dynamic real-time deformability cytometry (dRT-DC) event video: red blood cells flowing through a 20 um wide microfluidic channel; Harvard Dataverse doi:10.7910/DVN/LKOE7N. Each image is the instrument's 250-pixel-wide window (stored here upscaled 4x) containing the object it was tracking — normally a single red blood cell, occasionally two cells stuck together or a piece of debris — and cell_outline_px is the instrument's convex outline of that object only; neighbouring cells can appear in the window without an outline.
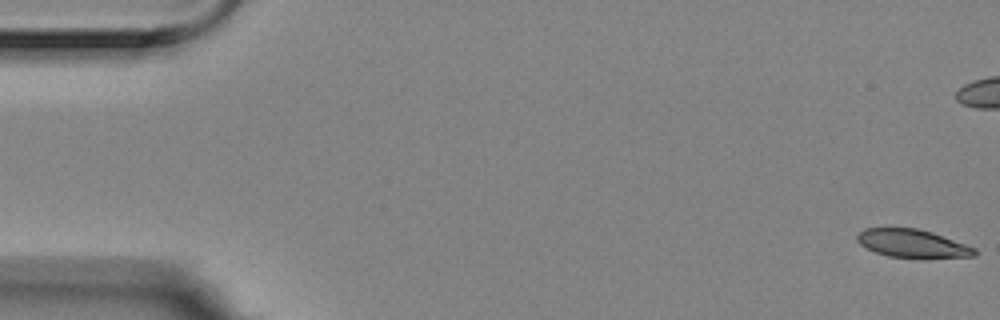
{"species": "Egyptian fruit bat (a non-hibernating species)", "species_latin": "Rousettus aegyptiacus", "temperature_condition": "room temperature", "stored_images_in_passage": 7, "camera_frame_rate_fps": 3000, "um_per_image_px": 0.085, "animal": {"sex": "female"}, "frame": {"image": 1, "passage_image": 1, "time_ms": 0.0, "image_size_px": [1000, 320], "cell_outline_px": [[976, 256], [888, 256], [876, 252], [860, 244], [856, 240], [856, 236], [864, 228], [916, 228], [932, 232], [976, 248]], "centroid_in_image_um": [77.5, 20.66], "position_along_channel_um": 7.5, "area_um2": 18.5}}